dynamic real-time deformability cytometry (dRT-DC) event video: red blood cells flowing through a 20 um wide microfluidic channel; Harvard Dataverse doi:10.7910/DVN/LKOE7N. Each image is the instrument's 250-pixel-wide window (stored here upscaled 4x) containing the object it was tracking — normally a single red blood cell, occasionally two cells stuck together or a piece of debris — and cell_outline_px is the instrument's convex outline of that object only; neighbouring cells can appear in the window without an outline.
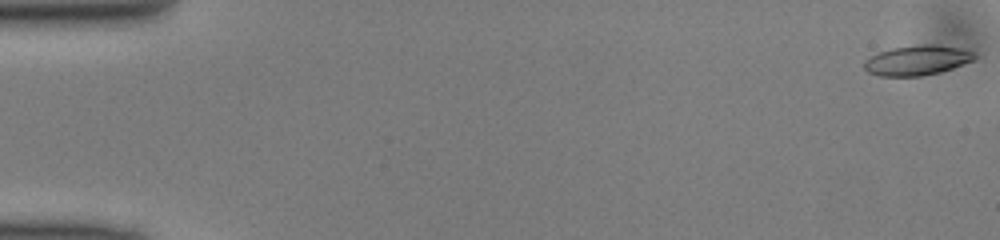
{"species": "common noctule bat (a hibernating species)", "species_latin": "Nyctalus noctula", "temperature_condition": "cold", "stored_images_in_passage": 43, "camera_frame_rate_fps": 3000, "um_per_image_px": 0.085, "animal": {"sex": "male", "body_mass_g": 13.0, "forearm_length_mm": 53.1}, "frame": {"image": 1, "passage_image": 1, "time_ms": 0.0, "image_size_px": [1000, 240], "cell_outline_px": [[976, 56], [972, 60], [952, 68], [940, 72], [920, 76], [880, 76], [868, 72], [864, 68], [864, 60], [880, 52], [892, 48], [924, 44], [932, 44], [960, 48], [976, 52]], "centroid_in_image_um": [77.95, 5.13], "position_along_channel_um": 7.0, "area_um2": 19.02}}
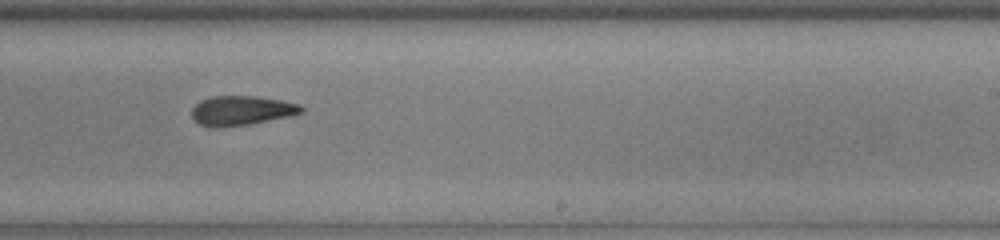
{"frame": {"image": 2, "passage_image": 31, "time_ms": 10.0, "image_size_px": [1000, 240], "cell_outline_px": [[304, 112], [288, 116], [248, 124], [200, 124], [192, 120], [192, 108], [200, 100], [212, 96], [256, 96], [280, 100], [296, 104], [304, 108]], "centroid_in_image_um": [20.53, 9.34], "position_along_channel_um": 268.5, "area_um2": 17.98}}
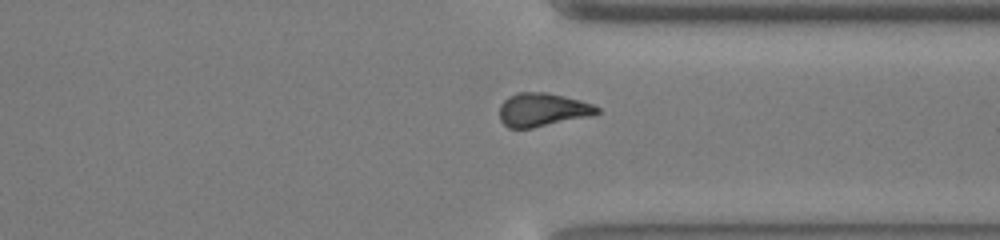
{"frame": {"image": 3, "passage_image": 38, "time_ms": 12.333, "image_size_px": [1000, 240], "cell_outline_px": [[600, 112], [588, 116], [532, 128], [508, 128], [500, 120], [500, 104], [508, 96], [516, 92], [544, 92], [564, 96], [580, 100], [592, 104], [600, 108]], "centroid_in_image_um": [46.07, 9.32], "position_along_channel_um": 365.3, "area_um2": 18.9}}